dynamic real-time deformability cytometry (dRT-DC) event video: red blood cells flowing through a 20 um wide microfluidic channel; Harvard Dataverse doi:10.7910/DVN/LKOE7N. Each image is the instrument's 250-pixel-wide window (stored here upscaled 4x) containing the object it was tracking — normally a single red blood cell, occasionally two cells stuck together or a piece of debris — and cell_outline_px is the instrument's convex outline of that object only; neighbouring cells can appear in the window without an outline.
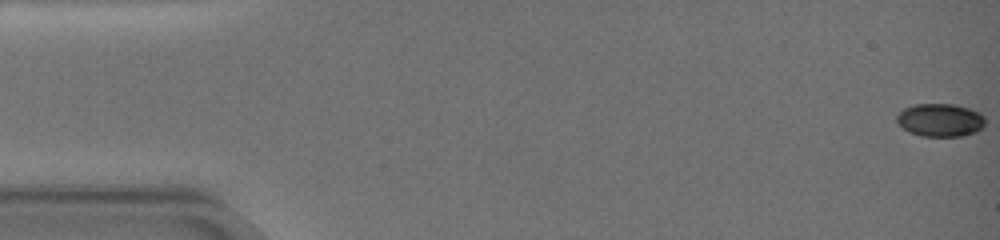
{"species": "common noctule bat (a hibernating species)", "species_latin": "Nyctalus noctula", "temperature_condition": "warm", "stored_images_in_passage": 73, "camera_frame_rate_fps": 3000, "um_per_image_px": 0.085, "animal": {"sex": "female", "body_mass_g": 19.0, "forearm_length_mm": 51.5}, "frame": {"image": 1, "passage_image": 1, "time_ms": 0.0, "image_size_px": [1000, 240], "cell_outline_px": [[984, 124], [976, 132], [964, 136], [920, 136], [908, 132], [896, 120], [896, 116], [904, 108], [916, 104], [952, 104], [968, 108], [980, 112], [984, 116]], "centroid_in_image_um": [79.92, 10.21], "position_along_channel_um": 5.1, "area_um2": 16.99}}
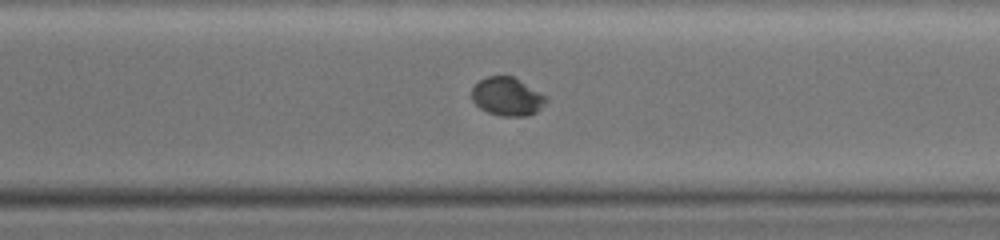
{"frame": {"image": 2, "passage_image": 47, "time_ms": 14.333, "image_size_px": [1000, 240], "cell_outline_px": [[548, 100], [536, 112], [528, 116], [500, 116], [488, 112], [480, 108], [472, 100], [472, 88], [480, 80], [488, 76], [512, 76], [548, 96]], "centroid_in_image_um": [43.13, 8.22], "position_along_channel_um": 327.5, "area_um2": 16.59}}
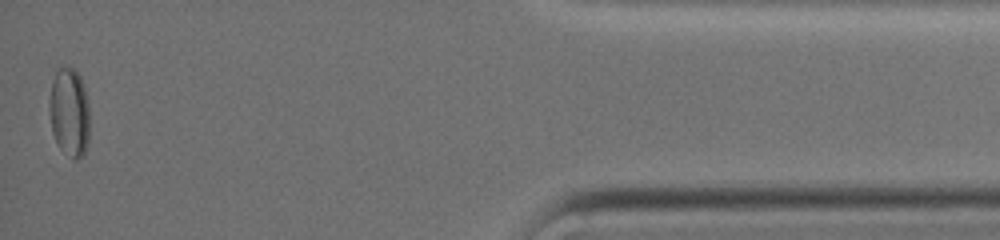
{"frame": {"image": 3, "passage_image": 70, "time_ms": 19.333, "image_size_px": [1000, 240], "cell_outline_px": [[88, 144], [84, 152], [76, 160], [60, 148], [52, 132], [48, 104], [48, 100], [52, 80], [56, 72], [64, 64], [72, 68], [80, 76], [84, 84], [88, 100]], "centroid_in_image_um": [5.88, 9.48], "position_along_channel_um": 429.3, "area_um2": 20.92}}